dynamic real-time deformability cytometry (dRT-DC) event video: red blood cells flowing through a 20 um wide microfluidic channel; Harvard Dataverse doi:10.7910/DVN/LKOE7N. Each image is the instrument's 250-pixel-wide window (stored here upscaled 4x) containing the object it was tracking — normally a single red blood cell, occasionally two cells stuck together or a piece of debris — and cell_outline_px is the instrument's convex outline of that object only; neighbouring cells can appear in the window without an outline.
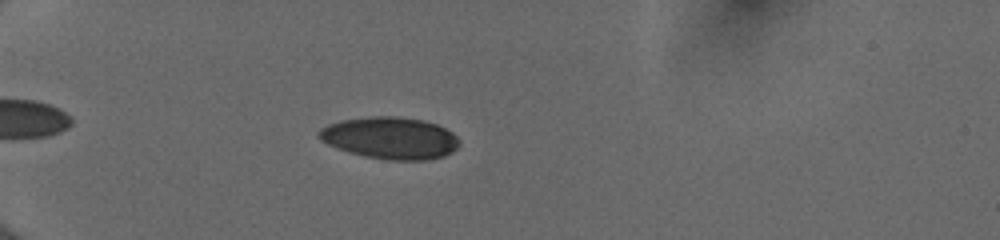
{"species": "human", "species_latin": "Homo sapiens", "temperature_condition": "cold", "stored_images_in_passage": 38, "camera_frame_rate_fps": 3000, "um_per_image_px": 0.085, "donor": {"sex": "female"}, "frame": {"image": 1, "passage_image": 7, "time_ms": 2.0, "image_size_px": [1000, 240], "cell_outline_px": [[460, 144], [452, 152], [444, 156], [428, 160], [392, 160], [368, 156], [336, 148], [320, 140], [316, 136], [316, 132], [320, 128], [328, 124], [340, 120], [368, 116], [396, 116], [424, 120], [436, 124], [452, 132], [460, 140]], "centroid_in_image_um": [33.16, 11.71], "position_along_channel_um": 51.8, "area_um2": 34.45}}
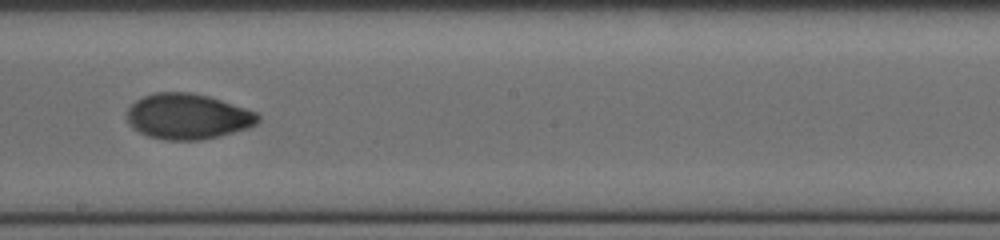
{"frame": {"image": 2, "passage_image": 23, "time_ms": 7.333, "image_size_px": [1000, 240], "cell_outline_px": [[260, 120], [256, 124], [248, 128], [220, 136], [200, 140], [164, 140], [148, 136], [132, 128], [128, 120], [128, 108], [136, 100], [144, 96], [156, 92], [188, 92], [208, 96], [256, 112], [260, 116]], "centroid_in_image_um": [15.96, 9.91], "position_along_channel_um": 232.2, "area_um2": 34.62}}
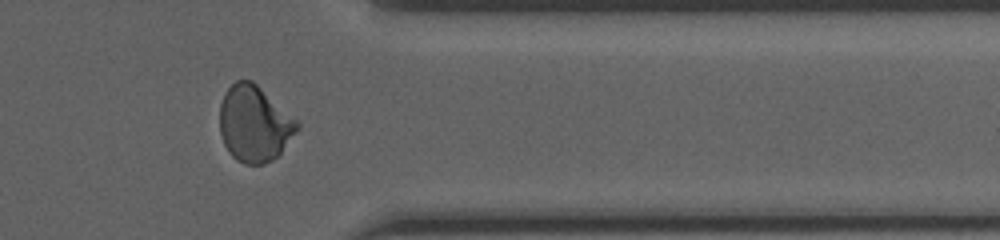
{"frame": {"image": 3, "passage_image": 35, "time_ms": 11.333, "image_size_px": [1000, 240], "cell_outline_px": [[300, 124], [280, 152], [272, 160], [264, 164], [244, 164], [236, 160], [228, 152], [224, 144], [220, 132], [220, 104], [224, 92], [236, 80], [252, 80], [300, 120]], "centroid_in_image_um": [21.61, 10.49], "position_along_channel_um": 389.8, "area_um2": 34.45}, "authors_computed_cell_mechanics": {"area_um2": 34.0731, "velocity_mm_per_s": 4.041, "shape_relaxation_time_tau1_ms": 4.5057, "shape_relaxation_time_tau2_ms": 1.5079, "deformation_change_tau1": 0.1578, "deformation_change_tau2": 0.0456}}